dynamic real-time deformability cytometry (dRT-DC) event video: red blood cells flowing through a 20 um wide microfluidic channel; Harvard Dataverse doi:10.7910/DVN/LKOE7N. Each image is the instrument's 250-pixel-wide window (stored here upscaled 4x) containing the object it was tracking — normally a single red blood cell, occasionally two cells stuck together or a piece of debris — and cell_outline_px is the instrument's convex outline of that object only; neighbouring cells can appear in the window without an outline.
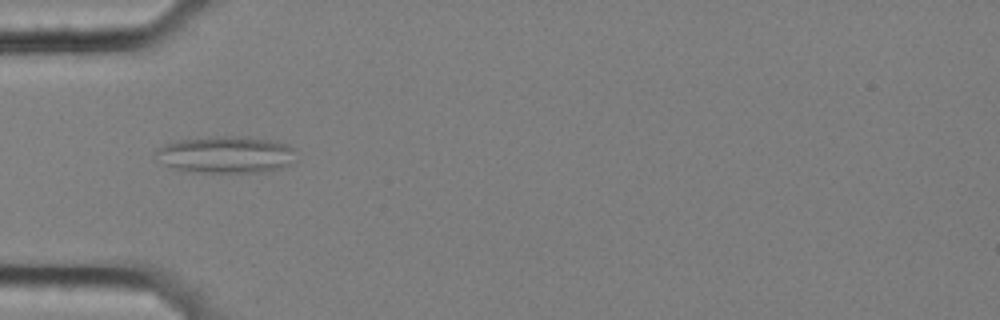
{"species": "common noctule bat (a hibernating species)", "species_latin": "Nyctalus noctula", "temperature_condition": "cold", "stored_images_in_passage": 40, "camera_frame_rate_fps": 3000, "um_per_image_px": 0.085, "animal": {"sex": "female", "body_mass_g": 25.1}, "frame": {"image": 1, "passage_image": 1, "time_ms": 0.0, "image_size_px": [1000, 320], "cell_outline_px": [[296, 160], [292, 164], [284, 168], [264, 172], [196, 172], [176, 168], [164, 164], [156, 152], [156, 148], [164, 144], [180, 140], [216, 136], [248, 136], [272, 140], [288, 144], [292, 148]], "centroid_in_image_um": [19.29, 13.13], "position_along_channel_um": 65.7, "area_um2": 30.23}}
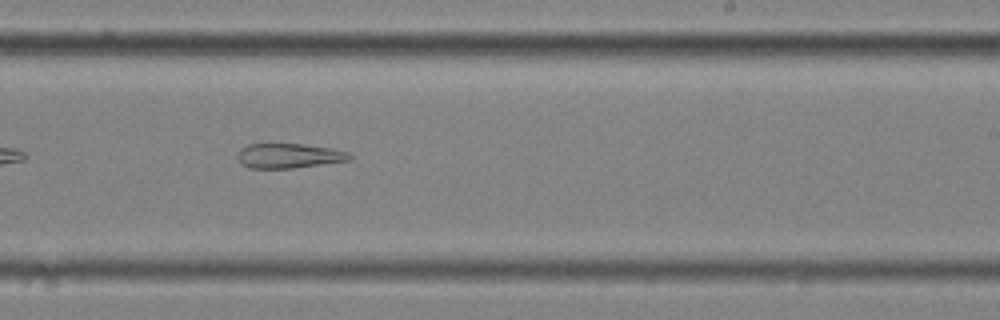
{"frame": {"image": 2, "passage_image": 18, "time_ms": 5.667, "image_size_px": [1000, 320], "cell_outline_px": [[352, 160], [292, 168], [248, 168], [236, 156], [240, 148], [248, 144], [264, 140], [268, 140], [332, 148], [348, 152], [352, 156]], "centroid_in_image_um": [24.49, 13.18], "position_along_channel_um": 264.5, "area_um2": 16.88}, "authors_computed_cell_mechanics": {"area_um2": 20.7791, "velocity_mm_per_s": 3.5285, "shape_relaxation_time_tau1_ms": null, "shape_relaxation_time_tau2_ms": 7.8522, "deformation_change_tau1": null, "deformation_change_tau2": 0.1915}}